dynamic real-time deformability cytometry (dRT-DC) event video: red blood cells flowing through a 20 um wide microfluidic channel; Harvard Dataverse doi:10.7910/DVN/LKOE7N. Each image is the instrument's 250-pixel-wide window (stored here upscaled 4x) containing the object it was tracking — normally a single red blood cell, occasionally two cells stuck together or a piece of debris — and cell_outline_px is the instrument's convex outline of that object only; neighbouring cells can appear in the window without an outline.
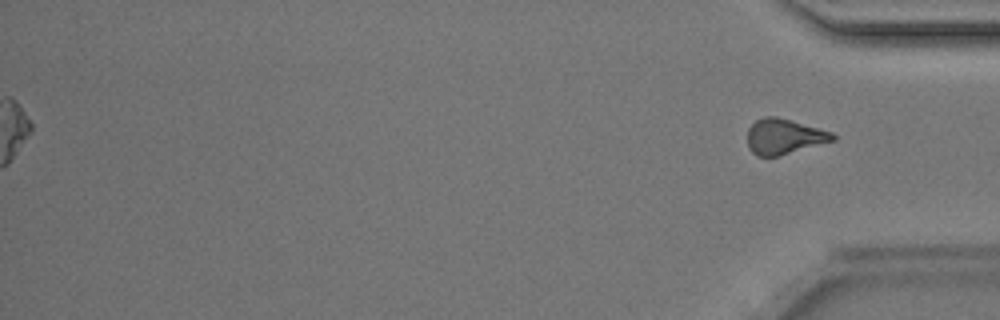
{"species": "Egyptian fruit bat (a non-hibernating species)", "species_latin": "Rousettus aegyptiacus", "temperature_condition": "room temperature", "stored_images_in_passage": 49, "segment_of_instrument_passage": [2, 2], "camera_frame_rate_fps": 3000, "um_per_image_px": 0.085, "animal": {"sex": "male"}, "frame": {"image": 1, "passage_image": 49, "time_ms": 16.0, "image_size_px": [1000, 320], "cell_outline_px": [[836, 140], [780, 156], [756, 156], [748, 148], [748, 128], [756, 120], [764, 116], [776, 116], [832, 132], [836, 136]], "centroid_in_image_um": [66.64, 11.61], "position_along_channel_um": 368.6, "area_um2": 17.63}}